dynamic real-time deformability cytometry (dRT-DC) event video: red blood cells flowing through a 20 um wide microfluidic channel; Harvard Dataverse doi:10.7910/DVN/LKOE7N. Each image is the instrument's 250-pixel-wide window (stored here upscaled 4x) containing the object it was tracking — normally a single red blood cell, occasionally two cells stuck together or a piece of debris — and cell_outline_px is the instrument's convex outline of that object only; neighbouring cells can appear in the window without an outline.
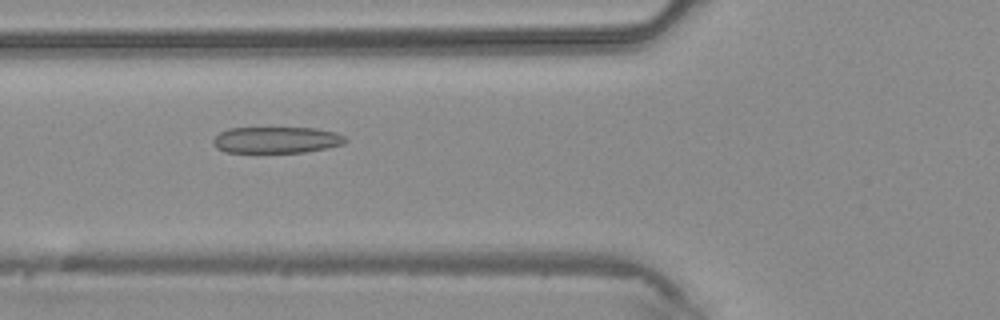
{"species": "common noctule bat (a hibernating species)", "species_latin": "Nyctalus noctula", "temperature_condition": "warm", "stored_images_in_passage": 43, "camera_frame_rate_fps": 3000, "um_per_image_px": 0.085, "animal": {"sex": "male", "body_mass_g": 20.4}, "frame": {"image": 1, "passage_image": 16, "time_ms": 5.0, "image_size_px": [1000, 320], "cell_outline_px": [[348, 140], [344, 144], [328, 148], [304, 152], [224, 152], [216, 148], [212, 140], [220, 132], [228, 128], [316, 128], [336, 132], [344, 136]], "centroid_in_image_um": [23.52, 11.89], "position_along_channel_um": 102.3, "area_um2": 20.4}}
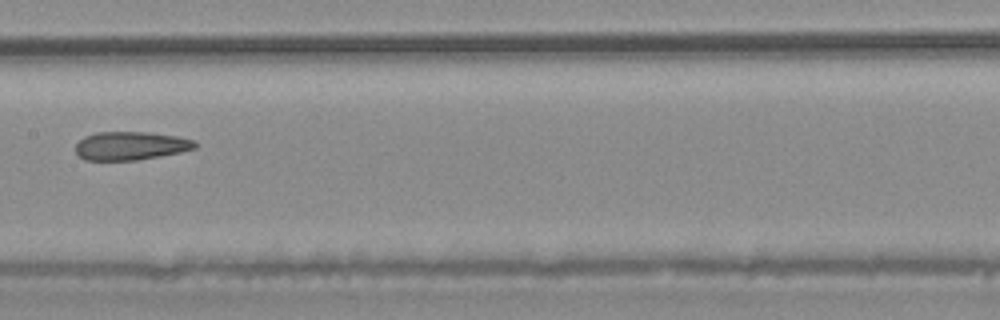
{"frame": {"image": 2, "passage_image": 22, "time_ms": 7.0, "image_size_px": [1000, 320], "cell_outline_px": [[196, 148], [180, 152], [160, 156], [136, 160], [84, 160], [76, 156], [76, 144], [84, 136], [96, 132], [148, 132], [176, 136], [192, 140], [196, 144]], "centroid_in_image_um": [11.05, 12.39], "position_along_channel_um": 196.4, "area_um2": 19.77}}
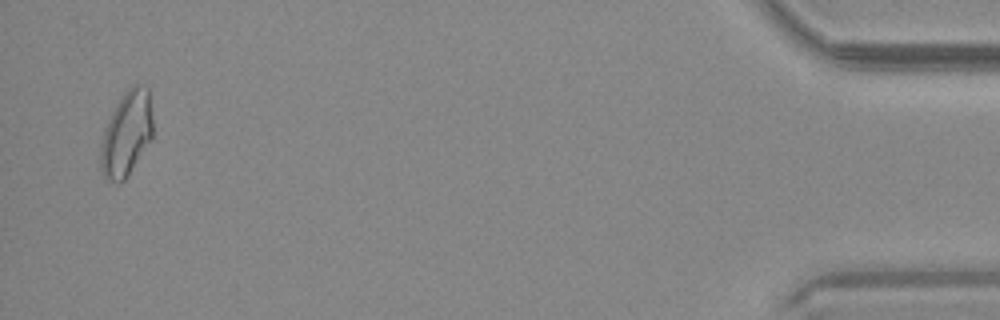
{"frame": {"image": 3, "passage_image": 42, "time_ms": 13.667, "image_size_px": [1000, 320], "cell_outline_px": [[152, 136], [124, 180], [120, 184], [116, 184], [108, 180], [100, 172], [100, 144], [104, 128], [116, 104], [124, 92], [132, 84], [148, 84], [152, 116]], "centroid_in_image_um": [10.73, 11.34], "position_along_channel_um": 424.5, "area_um2": 25.89}}